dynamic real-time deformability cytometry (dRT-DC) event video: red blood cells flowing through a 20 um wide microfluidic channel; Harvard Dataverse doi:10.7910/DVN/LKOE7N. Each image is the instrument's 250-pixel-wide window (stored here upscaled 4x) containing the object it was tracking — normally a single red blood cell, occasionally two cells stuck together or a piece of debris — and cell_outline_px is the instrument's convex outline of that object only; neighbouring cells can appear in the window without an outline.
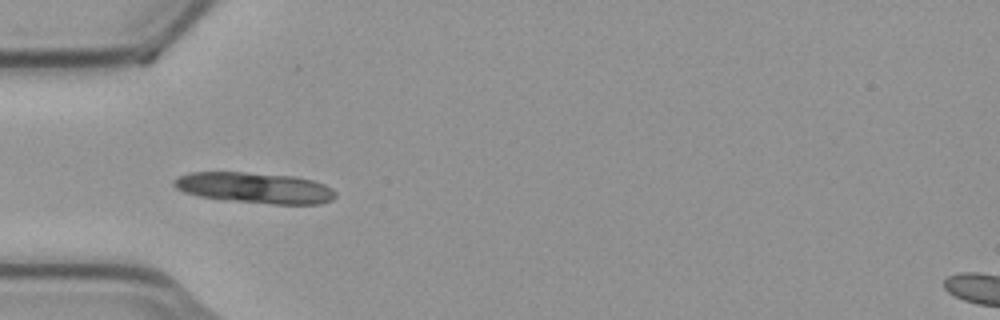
{"species": "common noctule bat (a hibernating species)", "species_latin": "Nyctalus noctula", "temperature_condition": "cold", "stored_images_in_passage": 5, "camera_frame_rate_fps": 3000, "um_per_image_px": 0.085, "animal": {"sex": "male", "body_mass_g": 23.1, "forearm_length_mm": 52.7}, "frame": {"image": 1, "passage_image": 4, "time_ms": 1.0, "image_size_px": [1000, 320], "cell_outline_px": [[336, 196], [332, 200], [320, 204], [272, 204], [224, 200], [196, 196], [184, 192], [176, 188], [172, 184], [172, 180], [176, 176], [188, 172], [244, 172], [296, 176], [312, 180], [324, 184], [332, 188], [336, 192]], "centroid_in_image_um": [21.62, 15.96], "position_along_channel_um": 63.4, "area_um2": 29.48}}